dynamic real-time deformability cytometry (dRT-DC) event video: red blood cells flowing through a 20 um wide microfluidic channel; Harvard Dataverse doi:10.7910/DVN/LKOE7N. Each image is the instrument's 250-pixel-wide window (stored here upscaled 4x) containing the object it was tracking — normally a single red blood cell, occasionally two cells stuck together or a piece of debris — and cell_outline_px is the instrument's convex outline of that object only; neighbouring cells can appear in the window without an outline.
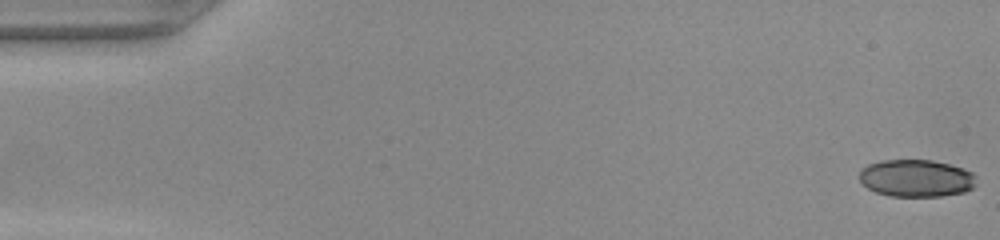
{"species": "common noctule bat (a hibernating species)", "species_latin": "Nyctalus noctula", "temperature_condition": "warm", "stored_images_in_passage": 46, "camera_frame_rate_fps": 3000, "um_per_image_px": 0.085, "animal": {"sex": "female", "body_mass_g": 22.0, "forearm_length_mm": 56.7}, "frame": {"image": 1, "passage_image": 1, "time_ms": 0.0, "image_size_px": [1000, 240], "cell_outline_px": [[976, 176], [972, 188], [964, 192], [940, 196], [888, 196], [876, 192], [868, 188], [860, 180], [860, 172], [868, 164], [880, 160], [932, 160], [964, 168], [972, 172]], "centroid_in_image_um": [77.88, 15.14], "position_along_channel_um": 7.1, "area_um2": 25.32}}